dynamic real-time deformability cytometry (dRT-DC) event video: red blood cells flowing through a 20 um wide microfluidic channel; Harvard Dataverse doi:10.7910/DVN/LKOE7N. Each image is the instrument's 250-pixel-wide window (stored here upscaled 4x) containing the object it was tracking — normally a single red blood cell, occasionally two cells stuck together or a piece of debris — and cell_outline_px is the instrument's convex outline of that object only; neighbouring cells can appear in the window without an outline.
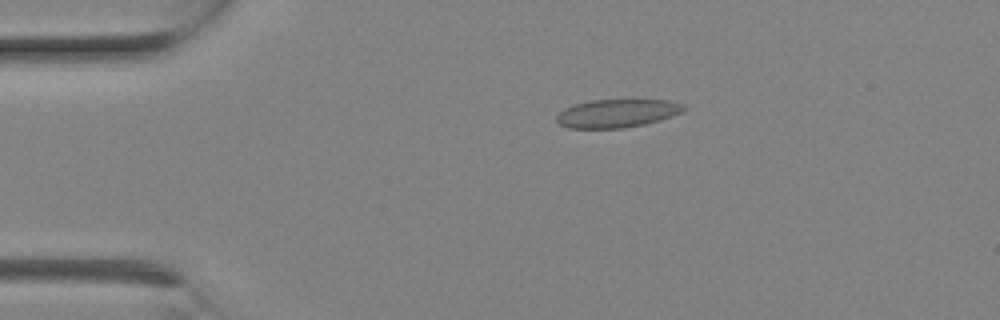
{"species": "Egyptian fruit bat (a non-hibernating species)", "species_latin": "Rousettus aegyptiacus", "temperature_condition": "room temperature", "stored_images_in_passage": 6, "camera_frame_rate_fps": 3000, "um_per_image_px": 0.085, "animal": {"sex": "female"}, "frame": {"image": 1, "passage_image": 4, "time_ms": 1.0, "image_size_px": [1000, 320], "cell_outline_px": [[688, 108], [684, 112], [660, 120], [644, 124], [624, 128], [568, 128], [560, 124], [556, 120], [556, 116], [564, 108], [588, 100], [668, 100], [684, 104]], "centroid_in_image_um": [52.49, 9.63], "position_along_channel_um": 32.5, "area_um2": 21.04}}